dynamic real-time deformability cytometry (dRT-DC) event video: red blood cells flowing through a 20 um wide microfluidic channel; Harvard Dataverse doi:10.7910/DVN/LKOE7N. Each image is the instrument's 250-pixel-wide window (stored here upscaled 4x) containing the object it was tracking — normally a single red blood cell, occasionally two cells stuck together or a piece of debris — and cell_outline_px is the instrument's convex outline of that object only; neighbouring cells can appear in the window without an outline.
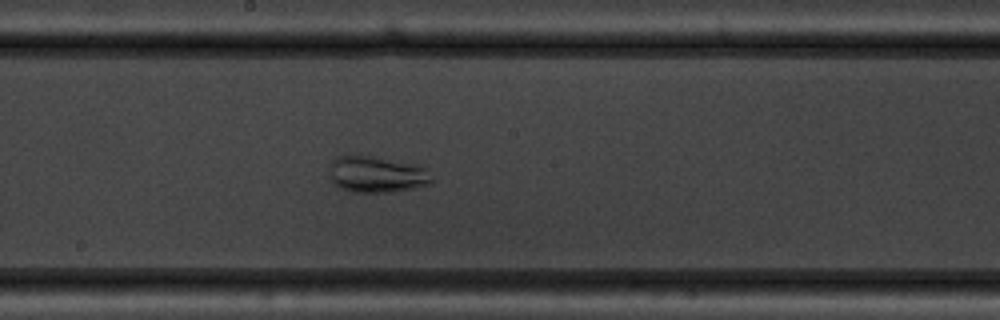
{"species": "common noctule bat (a hibernating species)", "species_latin": "Nyctalus noctula", "temperature_condition": "warm", "stored_images_in_passage": 44, "camera_frame_rate_fps": 3000, "um_per_image_px": 0.085, "animal": {"sex": "male", "body_mass_g": 19.5, "forearm_length_mm": 54.6}, "frame": {"image": 1, "passage_image": 20, "time_ms": 6.333, "image_size_px": [1000, 320], "cell_outline_px": [[432, 184], [392, 192], [352, 192], [340, 188], [332, 184], [332, 160], [336, 156], [372, 156], [416, 164], [428, 168], [432, 180]], "centroid_in_image_um": [32.07, 14.83], "position_along_channel_um": 216.1, "area_um2": 21.62}}
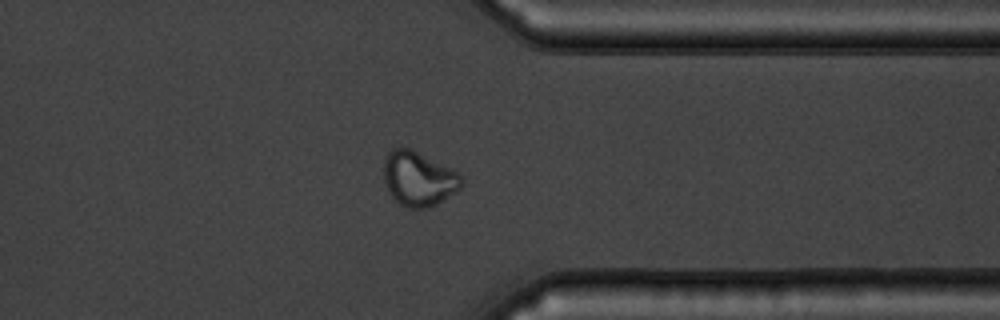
{"frame": {"image": 2, "passage_image": 33, "time_ms": 10.667, "image_size_px": [1000, 320], "cell_outline_px": [[464, 184], [456, 192], [436, 204], [428, 208], [408, 208], [400, 204], [392, 196], [384, 180], [384, 160], [388, 152], [392, 148], [400, 144], [412, 148], [456, 172], [464, 180]], "centroid_in_image_um": [35.56, 15.16], "position_along_channel_um": 375.8, "area_um2": 24.8}}
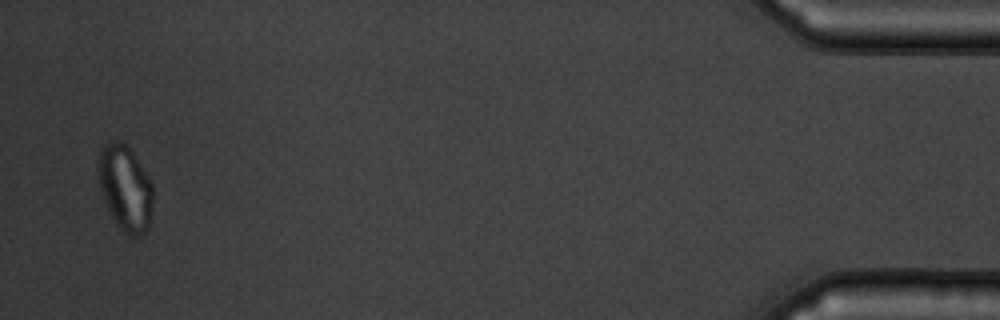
{"frame": {"image": 3, "passage_image": 43, "time_ms": 14.0, "image_size_px": [1000, 320], "cell_outline_px": [[152, 204], [148, 228], [144, 232], [136, 236], [132, 236], [124, 232], [116, 224], [100, 192], [100, 152], [104, 144], [116, 140], [120, 140], [132, 152], [148, 176], [152, 184]], "centroid_in_image_um": [10.66, 16.0], "position_along_channel_um": 424.5, "area_um2": 26.53}, "authors_computed_cell_mechanics": {"area_um2": 24.9407, "velocity_mm_per_s": 3.7561, "shape_relaxation_time_tau1_ms": null, "shape_relaxation_time_tau2_ms": 1.4002, "deformation_change_tau1": null, "deformation_change_tau2": 0.0527}}